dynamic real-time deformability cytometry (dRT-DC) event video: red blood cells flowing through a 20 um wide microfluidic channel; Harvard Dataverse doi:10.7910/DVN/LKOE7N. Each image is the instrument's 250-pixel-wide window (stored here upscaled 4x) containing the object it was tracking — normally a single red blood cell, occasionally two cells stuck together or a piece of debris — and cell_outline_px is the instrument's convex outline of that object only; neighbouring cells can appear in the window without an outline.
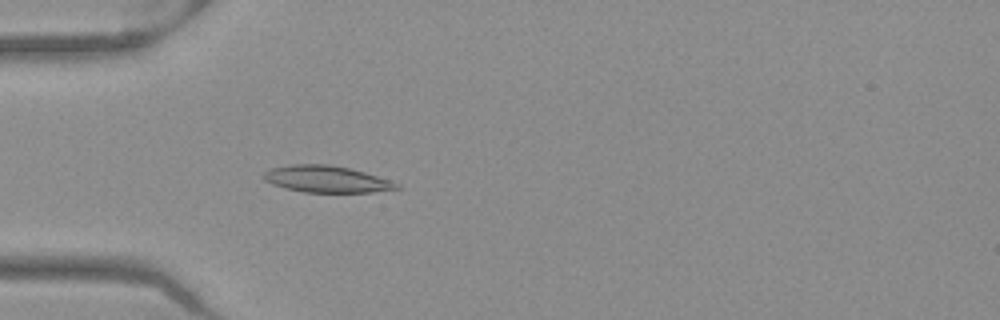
{"species": "Egyptian fruit bat (a non-hibernating species)", "species_latin": "Rousettus aegyptiacus", "temperature_condition": "warm", "stored_images_in_passage": 38, "camera_frame_rate_fps": 3000, "um_per_image_px": 0.085, "frame": {"image": 1, "passage_image": 2, "time_ms": 0.333, "image_size_px": [1000, 320], "cell_outline_px": [[400, 188], [372, 192], [304, 192], [284, 188], [272, 184], [264, 180], [264, 172], [272, 168], [292, 164], [328, 164], [348, 168], [364, 172], [400, 184]], "centroid_in_image_um": [27.72, 15.23], "position_along_channel_um": 57.3, "area_um2": 20.46}}
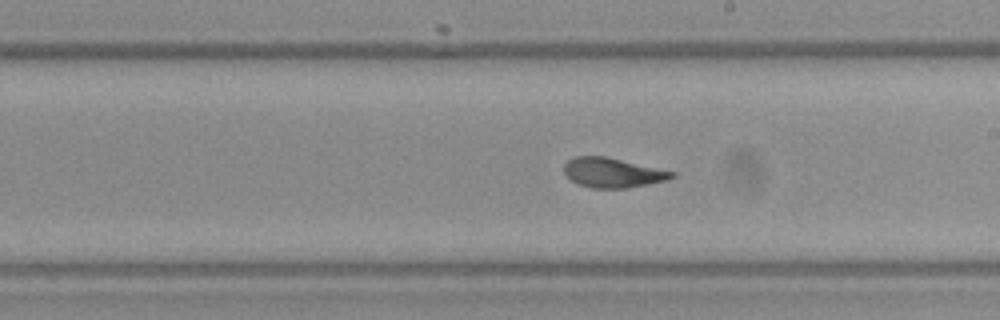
{"frame": {"image": 2, "passage_image": 16, "time_ms": 5.0, "image_size_px": [1000, 320], "cell_outline_px": [[676, 176], [668, 180], [624, 188], [592, 188], [580, 184], [572, 180], [564, 172], [564, 164], [568, 160], [576, 156], [604, 156], [676, 172]], "centroid_in_image_um": [52.09, 14.67], "position_along_channel_um": 236.9, "area_um2": 18.38}}
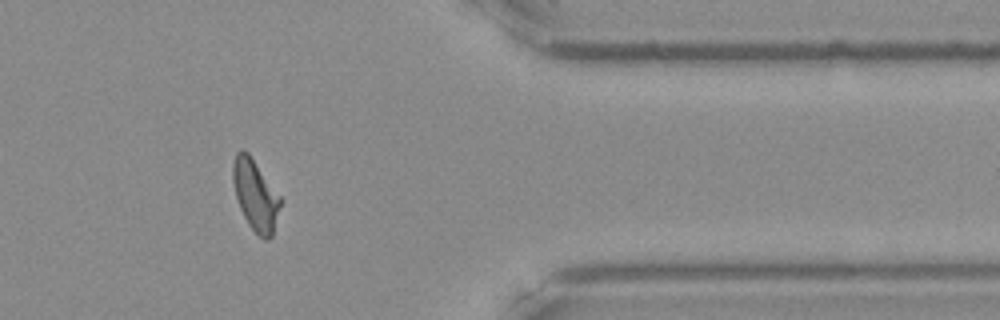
{"frame": {"image": 3, "passage_image": 29, "time_ms": 9.333, "image_size_px": [1000, 320], "cell_outline_px": [[284, 200], [272, 236], [268, 240], [264, 240], [248, 224], [240, 208], [236, 196], [232, 180], [232, 164], [236, 152], [240, 148], [244, 148], [248, 152]], "centroid_in_image_um": [21.73, 16.56], "position_along_channel_um": 389.7, "area_um2": 20.0}, "authors_computed_cell_mechanics": {"area_um2": 19.2185, "velocity_mm_per_s": 3.9622, "shape_relaxation_time_tau1_ms": 4.6006, "shape_relaxation_time_tau2_ms": 0.9504, "deformation_change_tau1": 0.1518, "deformation_change_tau2": 0.0758}}